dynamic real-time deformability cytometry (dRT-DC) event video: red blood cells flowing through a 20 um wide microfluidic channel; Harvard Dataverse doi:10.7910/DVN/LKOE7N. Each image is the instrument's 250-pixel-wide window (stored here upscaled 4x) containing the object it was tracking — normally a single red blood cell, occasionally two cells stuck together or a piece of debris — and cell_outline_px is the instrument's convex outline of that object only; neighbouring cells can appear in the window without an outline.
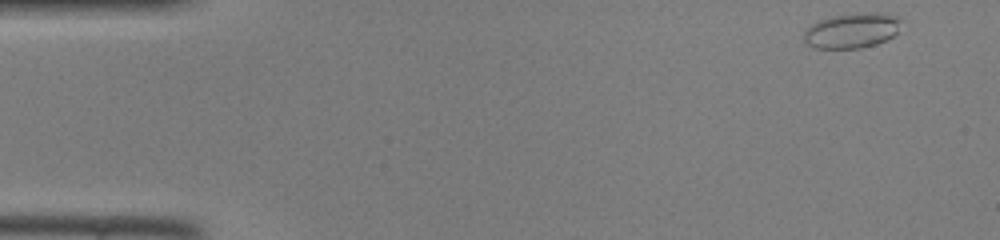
{"species": "common noctule bat (a hibernating species)", "species_latin": "Nyctalus noctula", "temperature_condition": "room temperature", "stored_images_in_passage": 44, "camera_frame_rate_fps": 3000, "um_per_image_px": 0.085, "animal": {"sex": "female", "body_mass_g": 22.0, "forearm_length_mm": 56.7}, "frame": {"image": 1, "passage_image": 1, "time_ms": 0.0, "image_size_px": [1000, 240], "cell_outline_px": [[904, 20], [896, 32], [892, 36], [884, 40], [860, 48], [812, 48], [804, 44], [804, 32], [816, 20], [832, 16], [872, 12], [880, 12], [900, 16]], "centroid_in_image_um": [72.4, 2.58], "position_along_channel_um": 12.6, "area_um2": 20.0}}
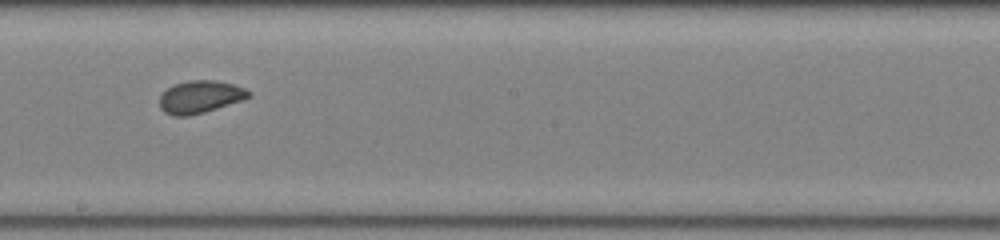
{"frame": {"image": 2, "passage_image": 24, "time_ms": 7.667, "image_size_px": [1000, 240], "cell_outline_px": [[252, 96], [204, 112], [188, 116], [172, 116], [164, 112], [160, 108], [160, 96], [168, 88], [176, 84], [188, 80], [216, 80], [232, 84], [244, 88], [252, 92]], "centroid_in_image_um": [17.0, 8.23], "position_along_channel_um": 231.2, "area_um2": 16.7}}
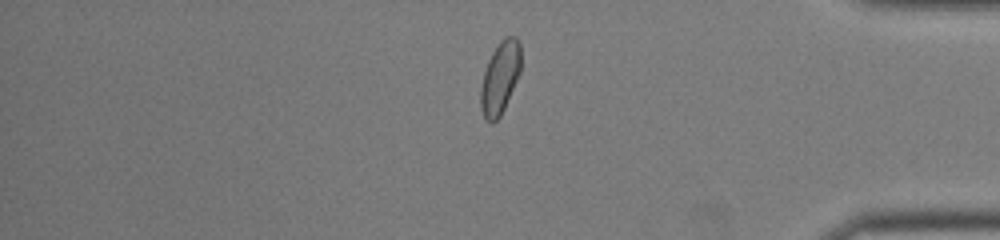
{"frame": {"image": 3, "passage_image": 37, "time_ms": 12.0, "image_size_px": [1000, 240], "cell_outline_px": [[520, 72], [504, 108], [500, 116], [492, 124], [484, 120], [480, 108], [480, 88], [484, 72], [488, 60], [492, 52], [500, 40], [504, 36], [516, 36], [520, 40]], "centroid_in_image_um": [42.48, 6.61], "position_along_channel_um": 392.7, "area_um2": 17.11}}